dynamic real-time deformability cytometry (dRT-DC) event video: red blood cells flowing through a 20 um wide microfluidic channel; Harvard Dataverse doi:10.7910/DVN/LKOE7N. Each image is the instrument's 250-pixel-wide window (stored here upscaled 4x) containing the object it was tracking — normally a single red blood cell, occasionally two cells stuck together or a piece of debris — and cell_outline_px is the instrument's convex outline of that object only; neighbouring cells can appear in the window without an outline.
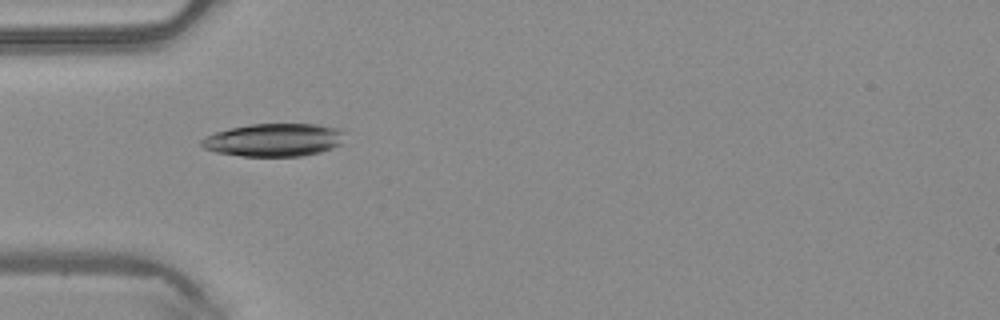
{"species": "common noctule bat (a hibernating species)", "species_latin": "Nyctalus noctula", "temperature_condition": "warm", "stored_images_in_passage": 6, "camera_frame_rate_fps": 3000, "um_per_image_px": 0.085, "animal": {"sex": "male", "body_mass_g": 20.4}, "frame": {"image": 1, "passage_image": 5, "time_ms": 1.333, "image_size_px": [1000, 320], "cell_outline_px": [[344, 132], [340, 144], [332, 148], [320, 152], [300, 156], [240, 156], [216, 152], [204, 148], [200, 144], [200, 140], [204, 136], [228, 128], [252, 124], [316, 124], [344, 128]], "centroid_in_image_um": [23.28, 11.89], "position_along_channel_um": 61.7, "area_um2": 27.69}}
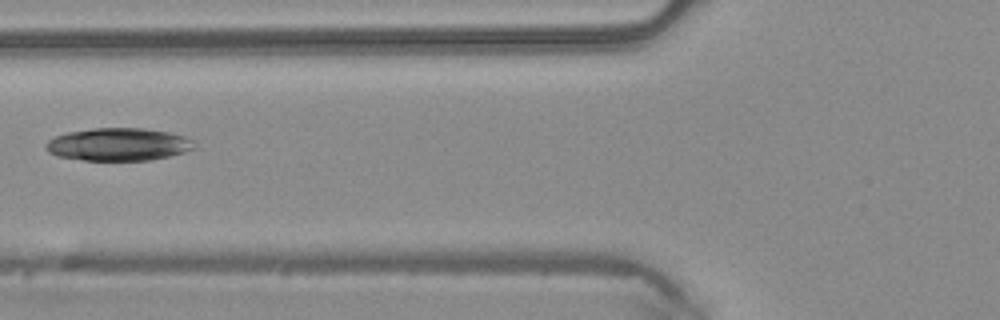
{"frame": {"image": 2, "passage_image": 6, "time_ms": 1.667, "image_size_px": [1000, 320], "cell_outline_px": [[196, 148], [184, 152], [168, 156], [148, 160], [84, 160], [56, 156], [48, 152], [44, 148], [44, 144], [48, 140], [56, 136], [68, 132], [92, 128], [144, 128], [168, 132], [184, 136], [192, 140]], "centroid_in_image_um": [10.03, 12.27], "position_along_channel_um": 115.8, "area_um2": 28.32}}